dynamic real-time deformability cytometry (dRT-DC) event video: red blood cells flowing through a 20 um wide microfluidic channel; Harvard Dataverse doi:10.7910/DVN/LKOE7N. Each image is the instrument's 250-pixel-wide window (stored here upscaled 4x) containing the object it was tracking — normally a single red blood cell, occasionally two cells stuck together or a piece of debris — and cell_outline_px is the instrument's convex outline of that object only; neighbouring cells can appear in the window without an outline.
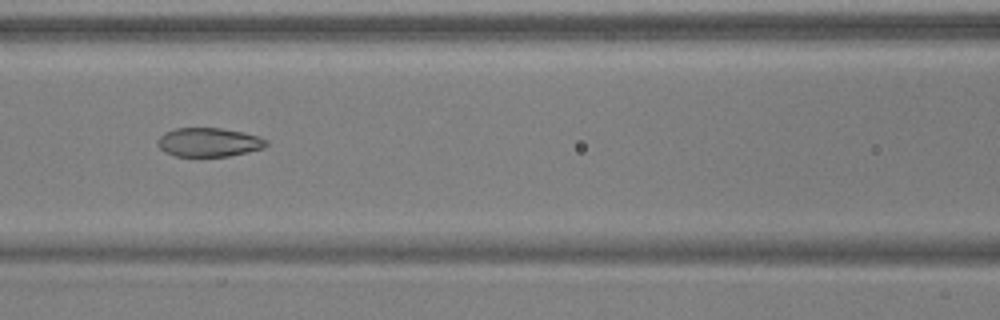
{"species": "common noctule bat (a hibernating species)", "species_latin": "Nyctalus noctula", "temperature_condition": "warm", "stored_images_in_passage": 8, "camera_frame_rate_fps": 3000, "um_per_image_px": 0.085, "animal": {"sex": "male", "body_mass_g": 17.9, "forearm_length_mm": 54.2}, "frame": {"image": 1, "passage_image": 6, "time_ms": 1.667, "image_size_px": [1000, 320], "cell_outline_px": [[268, 144], [264, 148], [248, 152], [228, 156], [176, 156], [164, 152], [160, 148], [156, 140], [164, 132], [176, 128], [220, 128], [244, 132], [260, 136], [268, 140]], "centroid_in_image_um": [17.77, 12.08], "position_along_channel_um": 148.8, "area_um2": 18.44}}
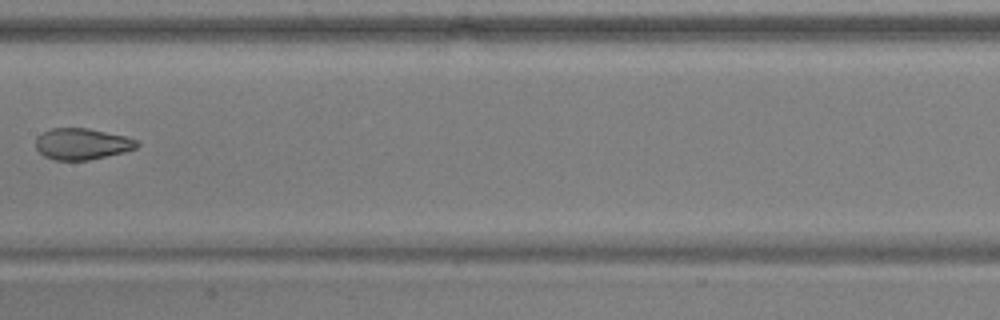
{"frame": {"image": 2, "passage_image": 7, "time_ms": 2.0, "image_size_px": [1000, 320], "cell_outline_px": [[140, 144], [136, 148], [124, 152], [88, 160], [56, 160], [44, 156], [36, 148], [36, 136], [52, 128], [88, 128], [124, 136], [136, 140]], "centroid_in_image_um": [6.96, 12.23], "position_along_channel_um": 200.4, "area_um2": 18.32}}
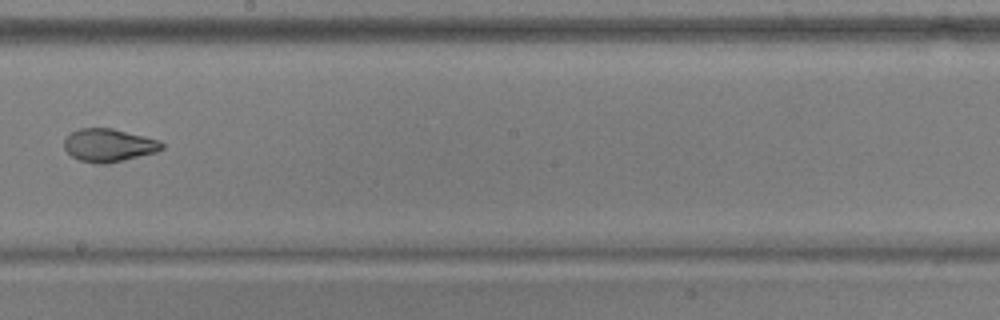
{"frame": {"image": 3, "passage_image": 8, "time_ms": 2.333, "image_size_px": [1000, 320], "cell_outline_px": [[164, 148], [156, 152], [124, 160], [104, 164], [96, 164], [80, 160], [72, 156], [64, 148], [64, 140], [72, 132], [80, 128], [112, 128], [160, 140], [164, 144]], "centroid_in_image_um": [9.26, 12.34], "position_along_channel_um": 238.9, "area_um2": 18.73}}